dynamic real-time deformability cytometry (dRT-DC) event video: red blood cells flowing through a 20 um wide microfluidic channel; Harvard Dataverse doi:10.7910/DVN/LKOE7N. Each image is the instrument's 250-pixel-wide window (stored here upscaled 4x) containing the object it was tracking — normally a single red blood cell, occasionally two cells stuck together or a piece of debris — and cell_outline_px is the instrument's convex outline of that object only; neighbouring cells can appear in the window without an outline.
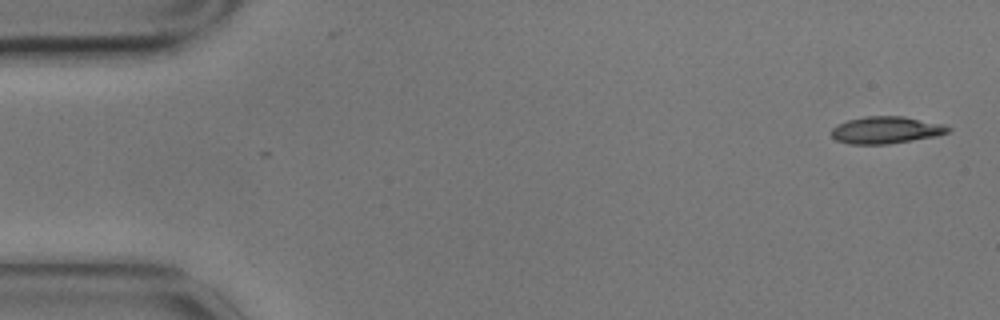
{"species": "common noctule bat (a hibernating species)", "species_latin": "Nyctalus noctula", "temperature_condition": "cold", "stored_images_in_passage": 5, "camera_frame_rate_fps": 3000, "um_per_image_px": 0.085, "animal": {"sex": "male", "body_mass_g": 17.9}, "frame": {"image": 1, "passage_image": 1, "time_ms": 0.0, "image_size_px": [1000, 320], "cell_outline_px": [[952, 128], [948, 132], [936, 136], [888, 144], [848, 144], [836, 140], [832, 136], [832, 128], [836, 124], [848, 120], [864, 116], [904, 116], [944, 124]], "centroid_in_image_um": [75.31, 11.05], "position_along_channel_um": 9.7, "area_um2": 18.5}}
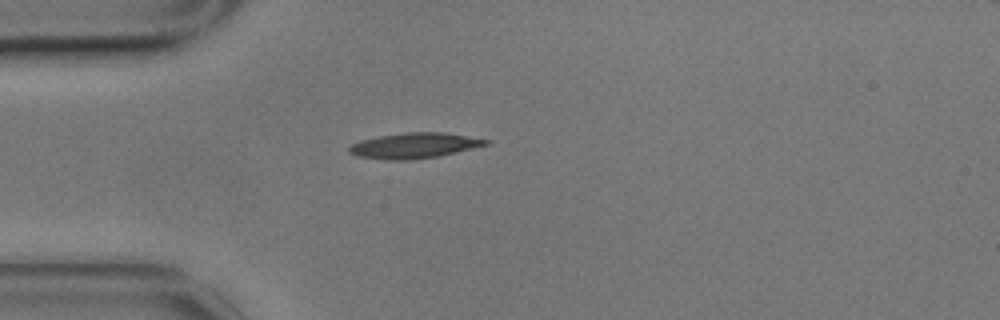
{"frame": {"image": 2, "passage_image": 4, "time_ms": 1.0, "image_size_px": [1000, 320], "cell_outline_px": [[492, 144], [436, 156], [412, 160], [384, 160], [356, 156], [348, 152], [348, 148], [352, 144], [360, 140], [380, 136], [408, 132], [444, 132], [492, 140]], "centroid_in_image_um": [35.23, 12.37], "position_along_channel_um": 49.8, "area_um2": 20.35}}